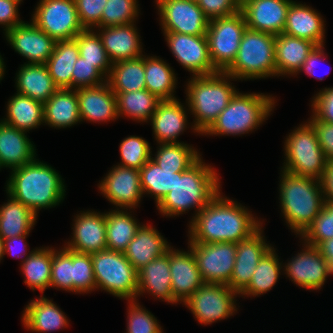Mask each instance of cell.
Instances as JSON below:
<instances>
[{"mask_svg": "<svg viewBox=\"0 0 333 333\" xmlns=\"http://www.w3.org/2000/svg\"><path fill=\"white\" fill-rule=\"evenodd\" d=\"M240 202L220 191L188 225L187 243H238L264 223Z\"/></svg>", "mask_w": 333, "mask_h": 333, "instance_id": "cell-1", "label": "cell"}, {"mask_svg": "<svg viewBox=\"0 0 333 333\" xmlns=\"http://www.w3.org/2000/svg\"><path fill=\"white\" fill-rule=\"evenodd\" d=\"M5 191L37 216L40 210L55 208L66 196L65 181L51 165L36 157L10 171Z\"/></svg>", "mask_w": 333, "mask_h": 333, "instance_id": "cell-2", "label": "cell"}, {"mask_svg": "<svg viewBox=\"0 0 333 333\" xmlns=\"http://www.w3.org/2000/svg\"><path fill=\"white\" fill-rule=\"evenodd\" d=\"M217 170L202 156L186 171L176 172L173 189L156 205L161 216L179 217L195 210L191 220L220 192Z\"/></svg>", "mask_w": 333, "mask_h": 333, "instance_id": "cell-3", "label": "cell"}, {"mask_svg": "<svg viewBox=\"0 0 333 333\" xmlns=\"http://www.w3.org/2000/svg\"><path fill=\"white\" fill-rule=\"evenodd\" d=\"M280 170L278 199L281 215L288 229L299 237L324 206L321 184L319 179Z\"/></svg>", "mask_w": 333, "mask_h": 333, "instance_id": "cell-4", "label": "cell"}, {"mask_svg": "<svg viewBox=\"0 0 333 333\" xmlns=\"http://www.w3.org/2000/svg\"><path fill=\"white\" fill-rule=\"evenodd\" d=\"M237 81L225 72L190 76L186 82V103L193 118V126L203 135L217 120L231 99L239 91L231 81Z\"/></svg>", "mask_w": 333, "mask_h": 333, "instance_id": "cell-5", "label": "cell"}, {"mask_svg": "<svg viewBox=\"0 0 333 333\" xmlns=\"http://www.w3.org/2000/svg\"><path fill=\"white\" fill-rule=\"evenodd\" d=\"M276 103V97L270 94L238 91L202 136H242L252 133L268 120Z\"/></svg>", "mask_w": 333, "mask_h": 333, "instance_id": "cell-6", "label": "cell"}, {"mask_svg": "<svg viewBox=\"0 0 333 333\" xmlns=\"http://www.w3.org/2000/svg\"><path fill=\"white\" fill-rule=\"evenodd\" d=\"M275 39V35L246 28L236 58L224 72L238 81L275 78Z\"/></svg>", "mask_w": 333, "mask_h": 333, "instance_id": "cell-7", "label": "cell"}, {"mask_svg": "<svg viewBox=\"0 0 333 333\" xmlns=\"http://www.w3.org/2000/svg\"><path fill=\"white\" fill-rule=\"evenodd\" d=\"M283 143L285 160L282 170L294 175L321 178L328 161L308 121L287 134Z\"/></svg>", "mask_w": 333, "mask_h": 333, "instance_id": "cell-8", "label": "cell"}, {"mask_svg": "<svg viewBox=\"0 0 333 333\" xmlns=\"http://www.w3.org/2000/svg\"><path fill=\"white\" fill-rule=\"evenodd\" d=\"M96 290L122 300H136L138 271L123 252L103 250L91 253Z\"/></svg>", "mask_w": 333, "mask_h": 333, "instance_id": "cell-9", "label": "cell"}, {"mask_svg": "<svg viewBox=\"0 0 333 333\" xmlns=\"http://www.w3.org/2000/svg\"><path fill=\"white\" fill-rule=\"evenodd\" d=\"M239 294L228 285L221 283H204L187 298L182 306L187 307L194 319L202 325H211L229 319L240 306L237 305ZM238 306V307H236Z\"/></svg>", "mask_w": 333, "mask_h": 333, "instance_id": "cell-10", "label": "cell"}, {"mask_svg": "<svg viewBox=\"0 0 333 333\" xmlns=\"http://www.w3.org/2000/svg\"><path fill=\"white\" fill-rule=\"evenodd\" d=\"M242 11L209 20L206 37L214 67L224 72L235 60L245 29Z\"/></svg>", "mask_w": 333, "mask_h": 333, "instance_id": "cell-11", "label": "cell"}, {"mask_svg": "<svg viewBox=\"0 0 333 333\" xmlns=\"http://www.w3.org/2000/svg\"><path fill=\"white\" fill-rule=\"evenodd\" d=\"M31 15L30 20L56 42L74 39L85 30L75 0H39Z\"/></svg>", "mask_w": 333, "mask_h": 333, "instance_id": "cell-12", "label": "cell"}, {"mask_svg": "<svg viewBox=\"0 0 333 333\" xmlns=\"http://www.w3.org/2000/svg\"><path fill=\"white\" fill-rule=\"evenodd\" d=\"M302 249L283 263V274L296 286L305 290H321L329 276L333 275L329 263L317 246L309 245L299 238Z\"/></svg>", "mask_w": 333, "mask_h": 333, "instance_id": "cell-13", "label": "cell"}, {"mask_svg": "<svg viewBox=\"0 0 333 333\" xmlns=\"http://www.w3.org/2000/svg\"><path fill=\"white\" fill-rule=\"evenodd\" d=\"M162 32L206 35L209 19L197 2L190 0H154Z\"/></svg>", "mask_w": 333, "mask_h": 333, "instance_id": "cell-14", "label": "cell"}, {"mask_svg": "<svg viewBox=\"0 0 333 333\" xmlns=\"http://www.w3.org/2000/svg\"><path fill=\"white\" fill-rule=\"evenodd\" d=\"M97 186L99 193H102L115 209L134 211L144 197L140 172L134 168L113 165Z\"/></svg>", "mask_w": 333, "mask_h": 333, "instance_id": "cell-15", "label": "cell"}, {"mask_svg": "<svg viewBox=\"0 0 333 333\" xmlns=\"http://www.w3.org/2000/svg\"><path fill=\"white\" fill-rule=\"evenodd\" d=\"M204 283L228 285L236 258V243H188Z\"/></svg>", "mask_w": 333, "mask_h": 333, "instance_id": "cell-16", "label": "cell"}, {"mask_svg": "<svg viewBox=\"0 0 333 333\" xmlns=\"http://www.w3.org/2000/svg\"><path fill=\"white\" fill-rule=\"evenodd\" d=\"M163 36L174 58L190 75H212L219 72L212 64L206 35L163 32Z\"/></svg>", "mask_w": 333, "mask_h": 333, "instance_id": "cell-17", "label": "cell"}, {"mask_svg": "<svg viewBox=\"0 0 333 333\" xmlns=\"http://www.w3.org/2000/svg\"><path fill=\"white\" fill-rule=\"evenodd\" d=\"M73 217L71 238L62 246L85 254L107 249L105 212L81 210Z\"/></svg>", "mask_w": 333, "mask_h": 333, "instance_id": "cell-18", "label": "cell"}, {"mask_svg": "<svg viewBox=\"0 0 333 333\" xmlns=\"http://www.w3.org/2000/svg\"><path fill=\"white\" fill-rule=\"evenodd\" d=\"M4 38L11 49L24 59L26 64H45L52 55L56 41L39 29L31 20L9 29Z\"/></svg>", "mask_w": 333, "mask_h": 333, "instance_id": "cell-19", "label": "cell"}, {"mask_svg": "<svg viewBox=\"0 0 333 333\" xmlns=\"http://www.w3.org/2000/svg\"><path fill=\"white\" fill-rule=\"evenodd\" d=\"M184 104L179 98L158 103L155 113L148 122L151 123L152 133L158 144L181 142L178 140L179 136L190 126L192 132L200 136L193 123L188 122L190 112L186 101Z\"/></svg>", "mask_w": 333, "mask_h": 333, "instance_id": "cell-20", "label": "cell"}, {"mask_svg": "<svg viewBox=\"0 0 333 333\" xmlns=\"http://www.w3.org/2000/svg\"><path fill=\"white\" fill-rule=\"evenodd\" d=\"M263 225L250 237L236 243V258L228 286L240 294L252 279L262 257L273 247L264 236Z\"/></svg>", "mask_w": 333, "mask_h": 333, "instance_id": "cell-21", "label": "cell"}, {"mask_svg": "<svg viewBox=\"0 0 333 333\" xmlns=\"http://www.w3.org/2000/svg\"><path fill=\"white\" fill-rule=\"evenodd\" d=\"M293 0H246L240 10L247 28L279 35L283 33L288 8Z\"/></svg>", "mask_w": 333, "mask_h": 333, "instance_id": "cell-22", "label": "cell"}, {"mask_svg": "<svg viewBox=\"0 0 333 333\" xmlns=\"http://www.w3.org/2000/svg\"><path fill=\"white\" fill-rule=\"evenodd\" d=\"M167 253L170 255L171 290L174 299L183 304L204 284V281L189 246L187 251L171 246Z\"/></svg>", "mask_w": 333, "mask_h": 333, "instance_id": "cell-23", "label": "cell"}, {"mask_svg": "<svg viewBox=\"0 0 333 333\" xmlns=\"http://www.w3.org/2000/svg\"><path fill=\"white\" fill-rule=\"evenodd\" d=\"M81 123H108L119 119L116 95L109 84L76 89Z\"/></svg>", "mask_w": 333, "mask_h": 333, "instance_id": "cell-24", "label": "cell"}, {"mask_svg": "<svg viewBox=\"0 0 333 333\" xmlns=\"http://www.w3.org/2000/svg\"><path fill=\"white\" fill-rule=\"evenodd\" d=\"M136 22L127 25L95 28L112 64L135 59L145 52ZM144 52V53H143Z\"/></svg>", "mask_w": 333, "mask_h": 333, "instance_id": "cell-25", "label": "cell"}, {"mask_svg": "<svg viewBox=\"0 0 333 333\" xmlns=\"http://www.w3.org/2000/svg\"><path fill=\"white\" fill-rule=\"evenodd\" d=\"M39 297V298H38ZM30 300L22 311L21 322L25 330L50 333L68 328L70 320L53 299L44 294Z\"/></svg>", "mask_w": 333, "mask_h": 333, "instance_id": "cell-26", "label": "cell"}, {"mask_svg": "<svg viewBox=\"0 0 333 333\" xmlns=\"http://www.w3.org/2000/svg\"><path fill=\"white\" fill-rule=\"evenodd\" d=\"M324 19L312 6L293 0L287 11L283 33L309 40L317 46L326 45Z\"/></svg>", "mask_w": 333, "mask_h": 333, "instance_id": "cell-27", "label": "cell"}, {"mask_svg": "<svg viewBox=\"0 0 333 333\" xmlns=\"http://www.w3.org/2000/svg\"><path fill=\"white\" fill-rule=\"evenodd\" d=\"M137 298L148 293L156 300L178 304L171 290L170 255L154 259L138 271Z\"/></svg>", "mask_w": 333, "mask_h": 333, "instance_id": "cell-28", "label": "cell"}, {"mask_svg": "<svg viewBox=\"0 0 333 333\" xmlns=\"http://www.w3.org/2000/svg\"><path fill=\"white\" fill-rule=\"evenodd\" d=\"M36 146L27 132L0 120V171L13 170L30 163L37 156Z\"/></svg>", "mask_w": 333, "mask_h": 333, "instance_id": "cell-29", "label": "cell"}, {"mask_svg": "<svg viewBox=\"0 0 333 333\" xmlns=\"http://www.w3.org/2000/svg\"><path fill=\"white\" fill-rule=\"evenodd\" d=\"M171 247L166 238L151 224H142L123 252L132 266L139 271Z\"/></svg>", "mask_w": 333, "mask_h": 333, "instance_id": "cell-30", "label": "cell"}, {"mask_svg": "<svg viewBox=\"0 0 333 333\" xmlns=\"http://www.w3.org/2000/svg\"><path fill=\"white\" fill-rule=\"evenodd\" d=\"M317 45L285 33L276 36V77L294 76Z\"/></svg>", "mask_w": 333, "mask_h": 333, "instance_id": "cell-31", "label": "cell"}, {"mask_svg": "<svg viewBox=\"0 0 333 333\" xmlns=\"http://www.w3.org/2000/svg\"><path fill=\"white\" fill-rule=\"evenodd\" d=\"M16 93L29 96L43 104L59 89L46 64H21L15 73Z\"/></svg>", "mask_w": 333, "mask_h": 333, "instance_id": "cell-32", "label": "cell"}, {"mask_svg": "<svg viewBox=\"0 0 333 333\" xmlns=\"http://www.w3.org/2000/svg\"><path fill=\"white\" fill-rule=\"evenodd\" d=\"M44 126L54 129L70 128L81 122L76 89H58L43 104Z\"/></svg>", "mask_w": 333, "mask_h": 333, "instance_id": "cell-33", "label": "cell"}, {"mask_svg": "<svg viewBox=\"0 0 333 333\" xmlns=\"http://www.w3.org/2000/svg\"><path fill=\"white\" fill-rule=\"evenodd\" d=\"M145 86L159 100L177 99V73L166 60L156 55L144 54ZM175 95V96H174Z\"/></svg>", "mask_w": 333, "mask_h": 333, "instance_id": "cell-34", "label": "cell"}, {"mask_svg": "<svg viewBox=\"0 0 333 333\" xmlns=\"http://www.w3.org/2000/svg\"><path fill=\"white\" fill-rule=\"evenodd\" d=\"M5 115L2 122L28 133L44 125L43 103L19 93L8 99Z\"/></svg>", "mask_w": 333, "mask_h": 333, "instance_id": "cell-35", "label": "cell"}, {"mask_svg": "<svg viewBox=\"0 0 333 333\" xmlns=\"http://www.w3.org/2000/svg\"><path fill=\"white\" fill-rule=\"evenodd\" d=\"M130 211V212H129ZM105 211L107 249L124 252L143 223L132 214V209Z\"/></svg>", "mask_w": 333, "mask_h": 333, "instance_id": "cell-36", "label": "cell"}, {"mask_svg": "<svg viewBox=\"0 0 333 333\" xmlns=\"http://www.w3.org/2000/svg\"><path fill=\"white\" fill-rule=\"evenodd\" d=\"M7 196V202L0 205V236L7 239L30 234L38 216L9 194Z\"/></svg>", "mask_w": 333, "mask_h": 333, "instance_id": "cell-37", "label": "cell"}, {"mask_svg": "<svg viewBox=\"0 0 333 333\" xmlns=\"http://www.w3.org/2000/svg\"><path fill=\"white\" fill-rule=\"evenodd\" d=\"M274 246L259 261L249 285L239 294L243 298H255L270 292L283 273V261ZM282 273V274H281Z\"/></svg>", "mask_w": 333, "mask_h": 333, "instance_id": "cell-38", "label": "cell"}, {"mask_svg": "<svg viewBox=\"0 0 333 333\" xmlns=\"http://www.w3.org/2000/svg\"><path fill=\"white\" fill-rule=\"evenodd\" d=\"M79 56L75 39L56 42L54 51L45 64L59 89H72L74 64Z\"/></svg>", "mask_w": 333, "mask_h": 333, "instance_id": "cell-39", "label": "cell"}, {"mask_svg": "<svg viewBox=\"0 0 333 333\" xmlns=\"http://www.w3.org/2000/svg\"><path fill=\"white\" fill-rule=\"evenodd\" d=\"M144 54L135 59L124 60L112 64L107 78L113 93L135 92L146 89Z\"/></svg>", "mask_w": 333, "mask_h": 333, "instance_id": "cell-40", "label": "cell"}, {"mask_svg": "<svg viewBox=\"0 0 333 333\" xmlns=\"http://www.w3.org/2000/svg\"><path fill=\"white\" fill-rule=\"evenodd\" d=\"M24 284L31 290H38L42 295L50 288L52 268V246L37 248L20 265Z\"/></svg>", "mask_w": 333, "mask_h": 333, "instance_id": "cell-41", "label": "cell"}, {"mask_svg": "<svg viewBox=\"0 0 333 333\" xmlns=\"http://www.w3.org/2000/svg\"><path fill=\"white\" fill-rule=\"evenodd\" d=\"M119 118L128 117L138 123H148L155 113L159 100L147 89L115 93Z\"/></svg>", "mask_w": 333, "mask_h": 333, "instance_id": "cell-42", "label": "cell"}, {"mask_svg": "<svg viewBox=\"0 0 333 333\" xmlns=\"http://www.w3.org/2000/svg\"><path fill=\"white\" fill-rule=\"evenodd\" d=\"M157 145V151L154 155L151 154V159L155 161L162 170L184 172L202 155L197 148L183 141Z\"/></svg>", "mask_w": 333, "mask_h": 333, "instance_id": "cell-43", "label": "cell"}, {"mask_svg": "<svg viewBox=\"0 0 333 333\" xmlns=\"http://www.w3.org/2000/svg\"><path fill=\"white\" fill-rule=\"evenodd\" d=\"M139 172L143 194L154 198L155 205L174 187L176 171L162 170L152 159Z\"/></svg>", "mask_w": 333, "mask_h": 333, "instance_id": "cell-44", "label": "cell"}, {"mask_svg": "<svg viewBox=\"0 0 333 333\" xmlns=\"http://www.w3.org/2000/svg\"><path fill=\"white\" fill-rule=\"evenodd\" d=\"M79 48V55L108 78L112 67L102 40L94 29H85L74 37Z\"/></svg>", "mask_w": 333, "mask_h": 333, "instance_id": "cell-45", "label": "cell"}, {"mask_svg": "<svg viewBox=\"0 0 333 333\" xmlns=\"http://www.w3.org/2000/svg\"><path fill=\"white\" fill-rule=\"evenodd\" d=\"M138 0H107L102 11L100 27L132 24L139 19Z\"/></svg>", "mask_w": 333, "mask_h": 333, "instance_id": "cell-46", "label": "cell"}, {"mask_svg": "<svg viewBox=\"0 0 333 333\" xmlns=\"http://www.w3.org/2000/svg\"><path fill=\"white\" fill-rule=\"evenodd\" d=\"M119 151L121 162L117 165L140 170L151 159L152 147L143 137L130 135L121 141Z\"/></svg>", "mask_w": 333, "mask_h": 333, "instance_id": "cell-47", "label": "cell"}, {"mask_svg": "<svg viewBox=\"0 0 333 333\" xmlns=\"http://www.w3.org/2000/svg\"><path fill=\"white\" fill-rule=\"evenodd\" d=\"M50 288L72 293V250L52 246Z\"/></svg>", "mask_w": 333, "mask_h": 333, "instance_id": "cell-48", "label": "cell"}, {"mask_svg": "<svg viewBox=\"0 0 333 333\" xmlns=\"http://www.w3.org/2000/svg\"><path fill=\"white\" fill-rule=\"evenodd\" d=\"M96 291V282L90 254L72 250V293L87 294Z\"/></svg>", "mask_w": 333, "mask_h": 333, "instance_id": "cell-49", "label": "cell"}, {"mask_svg": "<svg viewBox=\"0 0 333 333\" xmlns=\"http://www.w3.org/2000/svg\"><path fill=\"white\" fill-rule=\"evenodd\" d=\"M126 333H163L157 318L138 300L127 301Z\"/></svg>", "mask_w": 333, "mask_h": 333, "instance_id": "cell-50", "label": "cell"}, {"mask_svg": "<svg viewBox=\"0 0 333 333\" xmlns=\"http://www.w3.org/2000/svg\"><path fill=\"white\" fill-rule=\"evenodd\" d=\"M299 238L313 246L333 238V202L324 203L319 214Z\"/></svg>", "mask_w": 333, "mask_h": 333, "instance_id": "cell-51", "label": "cell"}, {"mask_svg": "<svg viewBox=\"0 0 333 333\" xmlns=\"http://www.w3.org/2000/svg\"><path fill=\"white\" fill-rule=\"evenodd\" d=\"M72 74V89L94 87L107 82V78L82 57H78Z\"/></svg>", "mask_w": 333, "mask_h": 333, "instance_id": "cell-52", "label": "cell"}, {"mask_svg": "<svg viewBox=\"0 0 333 333\" xmlns=\"http://www.w3.org/2000/svg\"><path fill=\"white\" fill-rule=\"evenodd\" d=\"M106 3L107 0H75L78 17L84 29L100 28Z\"/></svg>", "mask_w": 333, "mask_h": 333, "instance_id": "cell-53", "label": "cell"}, {"mask_svg": "<svg viewBox=\"0 0 333 333\" xmlns=\"http://www.w3.org/2000/svg\"><path fill=\"white\" fill-rule=\"evenodd\" d=\"M311 115L320 121L333 123V87H324L311 100Z\"/></svg>", "mask_w": 333, "mask_h": 333, "instance_id": "cell-54", "label": "cell"}, {"mask_svg": "<svg viewBox=\"0 0 333 333\" xmlns=\"http://www.w3.org/2000/svg\"><path fill=\"white\" fill-rule=\"evenodd\" d=\"M197 4L209 20L240 11V5L236 0H198Z\"/></svg>", "mask_w": 333, "mask_h": 333, "instance_id": "cell-55", "label": "cell"}, {"mask_svg": "<svg viewBox=\"0 0 333 333\" xmlns=\"http://www.w3.org/2000/svg\"><path fill=\"white\" fill-rule=\"evenodd\" d=\"M307 121L314 128L327 161L333 160V123L317 120L312 115Z\"/></svg>", "mask_w": 333, "mask_h": 333, "instance_id": "cell-56", "label": "cell"}, {"mask_svg": "<svg viewBox=\"0 0 333 333\" xmlns=\"http://www.w3.org/2000/svg\"><path fill=\"white\" fill-rule=\"evenodd\" d=\"M19 5L14 0H0V27L3 26V34L24 22L19 17Z\"/></svg>", "mask_w": 333, "mask_h": 333, "instance_id": "cell-57", "label": "cell"}, {"mask_svg": "<svg viewBox=\"0 0 333 333\" xmlns=\"http://www.w3.org/2000/svg\"><path fill=\"white\" fill-rule=\"evenodd\" d=\"M325 45H318L316 46L313 51L310 53V55L307 57L305 62L302 64L301 68L298 70V72L293 76L297 77L301 72L306 73V75L316 78L317 80H324L323 75L322 77L317 76L316 69L319 66V64L323 61H325L328 57L327 53L325 52ZM328 69V68H327ZM331 71V70H328ZM324 71L323 74L326 76L329 75L330 72Z\"/></svg>", "mask_w": 333, "mask_h": 333, "instance_id": "cell-58", "label": "cell"}, {"mask_svg": "<svg viewBox=\"0 0 333 333\" xmlns=\"http://www.w3.org/2000/svg\"><path fill=\"white\" fill-rule=\"evenodd\" d=\"M29 235L30 234H24L21 236L4 239V245H3L4 246V255L8 254L10 257L20 258L21 259L20 264H22L23 261L38 248V247H36L35 249H32L31 251L28 249V247H27L28 244H27L26 238H27V236L29 237Z\"/></svg>", "mask_w": 333, "mask_h": 333, "instance_id": "cell-59", "label": "cell"}, {"mask_svg": "<svg viewBox=\"0 0 333 333\" xmlns=\"http://www.w3.org/2000/svg\"><path fill=\"white\" fill-rule=\"evenodd\" d=\"M319 181L325 202H333V160L327 162L324 173Z\"/></svg>", "mask_w": 333, "mask_h": 333, "instance_id": "cell-60", "label": "cell"}, {"mask_svg": "<svg viewBox=\"0 0 333 333\" xmlns=\"http://www.w3.org/2000/svg\"><path fill=\"white\" fill-rule=\"evenodd\" d=\"M317 247L321 255L329 263V267L333 273V238L321 242Z\"/></svg>", "mask_w": 333, "mask_h": 333, "instance_id": "cell-61", "label": "cell"}, {"mask_svg": "<svg viewBox=\"0 0 333 333\" xmlns=\"http://www.w3.org/2000/svg\"><path fill=\"white\" fill-rule=\"evenodd\" d=\"M6 72V65L4 62V58L2 57L1 53H0V83L2 81V79L4 78V74Z\"/></svg>", "mask_w": 333, "mask_h": 333, "instance_id": "cell-62", "label": "cell"}, {"mask_svg": "<svg viewBox=\"0 0 333 333\" xmlns=\"http://www.w3.org/2000/svg\"><path fill=\"white\" fill-rule=\"evenodd\" d=\"M4 239L0 236V262L4 258Z\"/></svg>", "mask_w": 333, "mask_h": 333, "instance_id": "cell-63", "label": "cell"}, {"mask_svg": "<svg viewBox=\"0 0 333 333\" xmlns=\"http://www.w3.org/2000/svg\"><path fill=\"white\" fill-rule=\"evenodd\" d=\"M238 3H239V5L241 6L246 0H236Z\"/></svg>", "mask_w": 333, "mask_h": 333, "instance_id": "cell-64", "label": "cell"}, {"mask_svg": "<svg viewBox=\"0 0 333 333\" xmlns=\"http://www.w3.org/2000/svg\"><path fill=\"white\" fill-rule=\"evenodd\" d=\"M16 2H18L19 4H21V2H23V0H14Z\"/></svg>", "mask_w": 333, "mask_h": 333, "instance_id": "cell-65", "label": "cell"}]
</instances>
